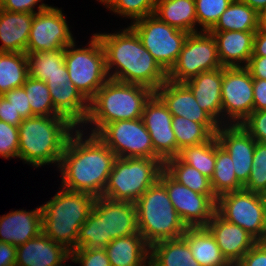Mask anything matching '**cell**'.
<instances>
[{
    "label": "cell",
    "mask_w": 266,
    "mask_h": 266,
    "mask_svg": "<svg viewBox=\"0 0 266 266\" xmlns=\"http://www.w3.org/2000/svg\"><path fill=\"white\" fill-rule=\"evenodd\" d=\"M81 131L75 129L61 156V187L101 197L117 157L96 134L83 139Z\"/></svg>",
    "instance_id": "obj_1"
},
{
    "label": "cell",
    "mask_w": 266,
    "mask_h": 266,
    "mask_svg": "<svg viewBox=\"0 0 266 266\" xmlns=\"http://www.w3.org/2000/svg\"><path fill=\"white\" fill-rule=\"evenodd\" d=\"M105 52L109 79L138 84L156 91L167 80V72L143 46L129 26L121 33L95 34ZM115 66L114 73L109 72Z\"/></svg>",
    "instance_id": "obj_2"
},
{
    "label": "cell",
    "mask_w": 266,
    "mask_h": 266,
    "mask_svg": "<svg viewBox=\"0 0 266 266\" xmlns=\"http://www.w3.org/2000/svg\"><path fill=\"white\" fill-rule=\"evenodd\" d=\"M74 128L76 126L63 116L35 115L24 119L18 126V157L36 167L50 163L59 165Z\"/></svg>",
    "instance_id": "obj_3"
},
{
    "label": "cell",
    "mask_w": 266,
    "mask_h": 266,
    "mask_svg": "<svg viewBox=\"0 0 266 266\" xmlns=\"http://www.w3.org/2000/svg\"><path fill=\"white\" fill-rule=\"evenodd\" d=\"M135 233H139L135 203L96 197L79 229L77 249L105 248L112 240Z\"/></svg>",
    "instance_id": "obj_4"
},
{
    "label": "cell",
    "mask_w": 266,
    "mask_h": 266,
    "mask_svg": "<svg viewBox=\"0 0 266 266\" xmlns=\"http://www.w3.org/2000/svg\"><path fill=\"white\" fill-rule=\"evenodd\" d=\"M155 92L150 88L108 79L89 101L86 123H93L92 134H97L106 124L118 120L142 117L145 103Z\"/></svg>",
    "instance_id": "obj_5"
},
{
    "label": "cell",
    "mask_w": 266,
    "mask_h": 266,
    "mask_svg": "<svg viewBox=\"0 0 266 266\" xmlns=\"http://www.w3.org/2000/svg\"><path fill=\"white\" fill-rule=\"evenodd\" d=\"M62 189L41 205L42 232L72 252L77 249L79 229L87 220L95 197L90 193Z\"/></svg>",
    "instance_id": "obj_6"
},
{
    "label": "cell",
    "mask_w": 266,
    "mask_h": 266,
    "mask_svg": "<svg viewBox=\"0 0 266 266\" xmlns=\"http://www.w3.org/2000/svg\"><path fill=\"white\" fill-rule=\"evenodd\" d=\"M135 205L138 231L150 247L163 240L178 239L188 228L159 180L136 200Z\"/></svg>",
    "instance_id": "obj_7"
},
{
    "label": "cell",
    "mask_w": 266,
    "mask_h": 266,
    "mask_svg": "<svg viewBox=\"0 0 266 266\" xmlns=\"http://www.w3.org/2000/svg\"><path fill=\"white\" fill-rule=\"evenodd\" d=\"M163 169L164 163L160 159L117 157L102 196L114 201L135 203L159 180Z\"/></svg>",
    "instance_id": "obj_8"
},
{
    "label": "cell",
    "mask_w": 266,
    "mask_h": 266,
    "mask_svg": "<svg viewBox=\"0 0 266 266\" xmlns=\"http://www.w3.org/2000/svg\"><path fill=\"white\" fill-rule=\"evenodd\" d=\"M88 48H75V42L65 48V66L69 80L89 102L109 79L105 52L93 34Z\"/></svg>",
    "instance_id": "obj_9"
},
{
    "label": "cell",
    "mask_w": 266,
    "mask_h": 266,
    "mask_svg": "<svg viewBox=\"0 0 266 266\" xmlns=\"http://www.w3.org/2000/svg\"><path fill=\"white\" fill-rule=\"evenodd\" d=\"M143 46L168 73L175 65L188 32L170 26L154 14L134 21L130 26Z\"/></svg>",
    "instance_id": "obj_10"
},
{
    "label": "cell",
    "mask_w": 266,
    "mask_h": 266,
    "mask_svg": "<svg viewBox=\"0 0 266 266\" xmlns=\"http://www.w3.org/2000/svg\"><path fill=\"white\" fill-rule=\"evenodd\" d=\"M222 68L215 38L208 31L189 33L167 79L185 83L199 73Z\"/></svg>",
    "instance_id": "obj_11"
},
{
    "label": "cell",
    "mask_w": 266,
    "mask_h": 266,
    "mask_svg": "<svg viewBox=\"0 0 266 266\" xmlns=\"http://www.w3.org/2000/svg\"><path fill=\"white\" fill-rule=\"evenodd\" d=\"M216 212L243 228L257 241L266 240V213L258 193L243 188L223 194L217 198Z\"/></svg>",
    "instance_id": "obj_12"
},
{
    "label": "cell",
    "mask_w": 266,
    "mask_h": 266,
    "mask_svg": "<svg viewBox=\"0 0 266 266\" xmlns=\"http://www.w3.org/2000/svg\"><path fill=\"white\" fill-rule=\"evenodd\" d=\"M119 158H154L149 132L141 118L106 124L96 134Z\"/></svg>",
    "instance_id": "obj_13"
},
{
    "label": "cell",
    "mask_w": 266,
    "mask_h": 266,
    "mask_svg": "<svg viewBox=\"0 0 266 266\" xmlns=\"http://www.w3.org/2000/svg\"><path fill=\"white\" fill-rule=\"evenodd\" d=\"M61 9L39 4L34 14L26 53L65 49L74 42Z\"/></svg>",
    "instance_id": "obj_14"
},
{
    "label": "cell",
    "mask_w": 266,
    "mask_h": 266,
    "mask_svg": "<svg viewBox=\"0 0 266 266\" xmlns=\"http://www.w3.org/2000/svg\"><path fill=\"white\" fill-rule=\"evenodd\" d=\"M159 181L187 227H205L216 212L215 195H203L174 180L164 169Z\"/></svg>",
    "instance_id": "obj_15"
},
{
    "label": "cell",
    "mask_w": 266,
    "mask_h": 266,
    "mask_svg": "<svg viewBox=\"0 0 266 266\" xmlns=\"http://www.w3.org/2000/svg\"><path fill=\"white\" fill-rule=\"evenodd\" d=\"M221 101L230 124H241L253 112V78L246 67H223Z\"/></svg>",
    "instance_id": "obj_16"
},
{
    "label": "cell",
    "mask_w": 266,
    "mask_h": 266,
    "mask_svg": "<svg viewBox=\"0 0 266 266\" xmlns=\"http://www.w3.org/2000/svg\"><path fill=\"white\" fill-rule=\"evenodd\" d=\"M141 119L152 140L154 159H160L164 163L170 158L177 157L172 114L155 93L145 103Z\"/></svg>",
    "instance_id": "obj_17"
},
{
    "label": "cell",
    "mask_w": 266,
    "mask_h": 266,
    "mask_svg": "<svg viewBox=\"0 0 266 266\" xmlns=\"http://www.w3.org/2000/svg\"><path fill=\"white\" fill-rule=\"evenodd\" d=\"M155 94L167 106L172 116H181L197 123H202L213 135L219 124L196 101L191 89L185 83L166 80Z\"/></svg>",
    "instance_id": "obj_18"
},
{
    "label": "cell",
    "mask_w": 266,
    "mask_h": 266,
    "mask_svg": "<svg viewBox=\"0 0 266 266\" xmlns=\"http://www.w3.org/2000/svg\"><path fill=\"white\" fill-rule=\"evenodd\" d=\"M215 136L218 143L231 156L237 180L244 186L252 169L256 141L241 124L220 125Z\"/></svg>",
    "instance_id": "obj_19"
},
{
    "label": "cell",
    "mask_w": 266,
    "mask_h": 266,
    "mask_svg": "<svg viewBox=\"0 0 266 266\" xmlns=\"http://www.w3.org/2000/svg\"><path fill=\"white\" fill-rule=\"evenodd\" d=\"M229 263H237L258 241L247 231L223 219L217 212L205 226Z\"/></svg>",
    "instance_id": "obj_20"
},
{
    "label": "cell",
    "mask_w": 266,
    "mask_h": 266,
    "mask_svg": "<svg viewBox=\"0 0 266 266\" xmlns=\"http://www.w3.org/2000/svg\"><path fill=\"white\" fill-rule=\"evenodd\" d=\"M41 232V206L29 212L16 210L0 217V242L18 247Z\"/></svg>",
    "instance_id": "obj_21"
},
{
    "label": "cell",
    "mask_w": 266,
    "mask_h": 266,
    "mask_svg": "<svg viewBox=\"0 0 266 266\" xmlns=\"http://www.w3.org/2000/svg\"><path fill=\"white\" fill-rule=\"evenodd\" d=\"M71 252L41 232L17 247L15 266H54Z\"/></svg>",
    "instance_id": "obj_22"
},
{
    "label": "cell",
    "mask_w": 266,
    "mask_h": 266,
    "mask_svg": "<svg viewBox=\"0 0 266 266\" xmlns=\"http://www.w3.org/2000/svg\"><path fill=\"white\" fill-rule=\"evenodd\" d=\"M215 38L222 67H246L253 54L256 31H209ZM240 62V63H238ZM240 64V65H239Z\"/></svg>",
    "instance_id": "obj_23"
},
{
    "label": "cell",
    "mask_w": 266,
    "mask_h": 266,
    "mask_svg": "<svg viewBox=\"0 0 266 266\" xmlns=\"http://www.w3.org/2000/svg\"><path fill=\"white\" fill-rule=\"evenodd\" d=\"M223 82V67L216 70L199 73L197 76L186 81L185 84L193 92L197 103L204 109L219 125L222 114L221 91ZM220 122V123H219Z\"/></svg>",
    "instance_id": "obj_24"
},
{
    "label": "cell",
    "mask_w": 266,
    "mask_h": 266,
    "mask_svg": "<svg viewBox=\"0 0 266 266\" xmlns=\"http://www.w3.org/2000/svg\"><path fill=\"white\" fill-rule=\"evenodd\" d=\"M34 14L0 8V52L26 53Z\"/></svg>",
    "instance_id": "obj_25"
},
{
    "label": "cell",
    "mask_w": 266,
    "mask_h": 266,
    "mask_svg": "<svg viewBox=\"0 0 266 266\" xmlns=\"http://www.w3.org/2000/svg\"><path fill=\"white\" fill-rule=\"evenodd\" d=\"M46 84L55 110L75 126L84 124L89 111V102L76 89L75 85L70 80Z\"/></svg>",
    "instance_id": "obj_26"
},
{
    "label": "cell",
    "mask_w": 266,
    "mask_h": 266,
    "mask_svg": "<svg viewBox=\"0 0 266 266\" xmlns=\"http://www.w3.org/2000/svg\"><path fill=\"white\" fill-rule=\"evenodd\" d=\"M105 250L111 266H150V246L140 233L116 238Z\"/></svg>",
    "instance_id": "obj_27"
},
{
    "label": "cell",
    "mask_w": 266,
    "mask_h": 266,
    "mask_svg": "<svg viewBox=\"0 0 266 266\" xmlns=\"http://www.w3.org/2000/svg\"><path fill=\"white\" fill-rule=\"evenodd\" d=\"M201 266H227L214 236L206 227H188L182 236Z\"/></svg>",
    "instance_id": "obj_28"
},
{
    "label": "cell",
    "mask_w": 266,
    "mask_h": 266,
    "mask_svg": "<svg viewBox=\"0 0 266 266\" xmlns=\"http://www.w3.org/2000/svg\"><path fill=\"white\" fill-rule=\"evenodd\" d=\"M154 15L170 26L196 33L195 0H156Z\"/></svg>",
    "instance_id": "obj_29"
},
{
    "label": "cell",
    "mask_w": 266,
    "mask_h": 266,
    "mask_svg": "<svg viewBox=\"0 0 266 266\" xmlns=\"http://www.w3.org/2000/svg\"><path fill=\"white\" fill-rule=\"evenodd\" d=\"M149 261L150 266H201L183 237L153 244Z\"/></svg>",
    "instance_id": "obj_30"
},
{
    "label": "cell",
    "mask_w": 266,
    "mask_h": 266,
    "mask_svg": "<svg viewBox=\"0 0 266 266\" xmlns=\"http://www.w3.org/2000/svg\"><path fill=\"white\" fill-rule=\"evenodd\" d=\"M258 13L240 0H233L210 31H257Z\"/></svg>",
    "instance_id": "obj_31"
},
{
    "label": "cell",
    "mask_w": 266,
    "mask_h": 266,
    "mask_svg": "<svg viewBox=\"0 0 266 266\" xmlns=\"http://www.w3.org/2000/svg\"><path fill=\"white\" fill-rule=\"evenodd\" d=\"M28 77L26 53L0 52V96L23 86Z\"/></svg>",
    "instance_id": "obj_32"
},
{
    "label": "cell",
    "mask_w": 266,
    "mask_h": 266,
    "mask_svg": "<svg viewBox=\"0 0 266 266\" xmlns=\"http://www.w3.org/2000/svg\"><path fill=\"white\" fill-rule=\"evenodd\" d=\"M215 196L218 198L223 194L239 191L243 185L237 180L234 172L231 156L218 143L216 138V161L214 173L210 179Z\"/></svg>",
    "instance_id": "obj_33"
},
{
    "label": "cell",
    "mask_w": 266,
    "mask_h": 266,
    "mask_svg": "<svg viewBox=\"0 0 266 266\" xmlns=\"http://www.w3.org/2000/svg\"><path fill=\"white\" fill-rule=\"evenodd\" d=\"M29 76L46 81L50 76L67 73L65 66V49L26 53Z\"/></svg>",
    "instance_id": "obj_34"
},
{
    "label": "cell",
    "mask_w": 266,
    "mask_h": 266,
    "mask_svg": "<svg viewBox=\"0 0 266 266\" xmlns=\"http://www.w3.org/2000/svg\"><path fill=\"white\" fill-rule=\"evenodd\" d=\"M164 170L177 182L203 195H215L210 179L196 168L183 163L178 157L164 162Z\"/></svg>",
    "instance_id": "obj_35"
},
{
    "label": "cell",
    "mask_w": 266,
    "mask_h": 266,
    "mask_svg": "<svg viewBox=\"0 0 266 266\" xmlns=\"http://www.w3.org/2000/svg\"><path fill=\"white\" fill-rule=\"evenodd\" d=\"M177 157L211 179L216 161V136L214 135L208 142L184 147Z\"/></svg>",
    "instance_id": "obj_36"
},
{
    "label": "cell",
    "mask_w": 266,
    "mask_h": 266,
    "mask_svg": "<svg viewBox=\"0 0 266 266\" xmlns=\"http://www.w3.org/2000/svg\"><path fill=\"white\" fill-rule=\"evenodd\" d=\"M172 128L179 151L187 146L208 142L214 135L202 124L181 116H172Z\"/></svg>",
    "instance_id": "obj_37"
},
{
    "label": "cell",
    "mask_w": 266,
    "mask_h": 266,
    "mask_svg": "<svg viewBox=\"0 0 266 266\" xmlns=\"http://www.w3.org/2000/svg\"><path fill=\"white\" fill-rule=\"evenodd\" d=\"M23 87L32 109V116H61L54 108L49 88L44 81L29 76Z\"/></svg>",
    "instance_id": "obj_38"
},
{
    "label": "cell",
    "mask_w": 266,
    "mask_h": 266,
    "mask_svg": "<svg viewBox=\"0 0 266 266\" xmlns=\"http://www.w3.org/2000/svg\"><path fill=\"white\" fill-rule=\"evenodd\" d=\"M233 0H195L197 23L210 31Z\"/></svg>",
    "instance_id": "obj_39"
},
{
    "label": "cell",
    "mask_w": 266,
    "mask_h": 266,
    "mask_svg": "<svg viewBox=\"0 0 266 266\" xmlns=\"http://www.w3.org/2000/svg\"><path fill=\"white\" fill-rule=\"evenodd\" d=\"M156 0H111L106 7L134 21L154 14Z\"/></svg>",
    "instance_id": "obj_40"
},
{
    "label": "cell",
    "mask_w": 266,
    "mask_h": 266,
    "mask_svg": "<svg viewBox=\"0 0 266 266\" xmlns=\"http://www.w3.org/2000/svg\"><path fill=\"white\" fill-rule=\"evenodd\" d=\"M243 188L258 194L266 188V145L256 142L252 169Z\"/></svg>",
    "instance_id": "obj_41"
},
{
    "label": "cell",
    "mask_w": 266,
    "mask_h": 266,
    "mask_svg": "<svg viewBox=\"0 0 266 266\" xmlns=\"http://www.w3.org/2000/svg\"><path fill=\"white\" fill-rule=\"evenodd\" d=\"M19 129L0 120V156L8 159L18 157Z\"/></svg>",
    "instance_id": "obj_42"
},
{
    "label": "cell",
    "mask_w": 266,
    "mask_h": 266,
    "mask_svg": "<svg viewBox=\"0 0 266 266\" xmlns=\"http://www.w3.org/2000/svg\"><path fill=\"white\" fill-rule=\"evenodd\" d=\"M72 262L81 266H111L105 248H79L71 252Z\"/></svg>",
    "instance_id": "obj_43"
},
{
    "label": "cell",
    "mask_w": 266,
    "mask_h": 266,
    "mask_svg": "<svg viewBox=\"0 0 266 266\" xmlns=\"http://www.w3.org/2000/svg\"><path fill=\"white\" fill-rule=\"evenodd\" d=\"M241 126L256 142L266 145V110L253 111Z\"/></svg>",
    "instance_id": "obj_44"
},
{
    "label": "cell",
    "mask_w": 266,
    "mask_h": 266,
    "mask_svg": "<svg viewBox=\"0 0 266 266\" xmlns=\"http://www.w3.org/2000/svg\"><path fill=\"white\" fill-rule=\"evenodd\" d=\"M23 119L32 117V109L23 86L9 90L3 95Z\"/></svg>",
    "instance_id": "obj_45"
},
{
    "label": "cell",
    "mask_w": 266,
    "mask_h": 266,
    "mask_svg": "<svg viewBox=\"0 0 266 266\" xmlns=\"http://www.w3.org/2000/svg\"><path fill=\"white\" fill-rule=\"evenodd\" d=\"M237 263L239 266H266V241H258Z\"/></svg>",
    "instance_id": "obj_46"
},
{
    "label": "cell",
    "mask_w": 266,
    "mask_h": 266,
    "mask_svg": "<svg viewBox=\"0 0 266 266\" xmlns=\"http://www.w3.org/2000/svg\"><path fill=\"white\" fill-rule=\"evenodd\" d=\"M42 0H0V8L10 12L36 13L34 6Z\"/></svg>",
    "instance_id": "obj_47"
},
{
    "label": "cell",
    "mask_w": 266,
    "mask_h": 266,
    "mask_svg": "<svg viewBox=\"0 0 266 266\" xmlns=\"http://www.w3.org/2000/svg\"><path fill=\"white\" fill-rule=\"evenodd\" d=\"M0 120L13 126H19L24 120L4 96H0Z\"/></svg>",
    "instance_id": "obj_48"
},
{
    "label": "cell",
    "mask_w": 266,
    "mask_h": 266,
    "mask_svg": "<svg viewBox=\"0 0 266 266\" xmlns=\"http://www.w3.org/2000/svg\"><path fill=\"white\" fill-rule=\"evenodd\" d=\"M266 110V80L253 79V111Z\"/></svg>",
    "instance_id": "obj_49"
},
{
    "label": "cell",
    "mask_w": 266,
    "mask_h": 266,
    "mask_svg": "<svg viewBox=\"0 0 266 266\" xmlns=\"http://www.w3.org/2000/svg\"><path fill=\"white\" fill-rule=\"evenodd\" d=\"M246 68L250 72L253 79L266 80V57L251 56Z\"/></svg>",
    "instance_id": "obj_50"
},
{
    "label": "cell",
    "mask_w": 266,
    "mask_h": 266,
    "mask_svg": "<svg viewBox=\"0 0 266 266\" xmlns=\"http://www.w3.org/2000/svg\"><path fill=\"white\" fill-rule=\"evenodd\" d=\"M17 247L0 242V266H15Z\"/></svg>",
    "instance_id": "obj_51"
},
{
    "label": "cell",
    "mask_w": 266,
    "mask_h": 266,
    "mask_svg": "<svg viewBox=\"0 0 266 266\" xmlns=\"http://www.w3.org/2000/svg\"><path fill=\"white\" fill-rule=\"evenodd\" d=\"M252 56L266 57V29L259 28L255 32Z\"/></svg>",
    "instance_id": "obj_52"
},
{
    "label": "cell",
    "mask_w": 266,
    "mask_h": 266,
    "mask_svg": "<svg viewBox=\"0 0 266 266\" xmlns=\"http://www.w3.org/2000/svg\"><path fill=\"white\" fill-rule=\"evenodd\" d=\"M254 9L257 13L261 12L266 7V0H240Z\"/></svg>",
    "instance_id": "obj_53"
},
{
    "label": "cell",
    "mask_w": 266,
    "mask_h": 266,
    "mask_svg": "<svg viewBox=\"0 0 266 266\" xmlns=\"http://www.w3.org/2000/svg\"><path fill=\"white\" fill-rule=\"evenodd\" d=\"M69 80V75L68 73H64L63 75H55V76H50L45 83H58V82H66Z\"/></svg>",
    "instance_id": "obj_54"
},
{
    "label": "cell",
    "mask_w": 266,
    "mask_h": 266,
    "mask_svg": "<svg viewBox=\"0 0 266 266\" xmlns=\"http://www.w3.org/2000/svg\"><path fill=\"white\" fill-rule=\"evenodd\" d=\"M259 28L266 29V7L258 13Z\"/></svg>",
    "instance_id": "obj_55"
},
{
    "label": "cell",
    "mask_w": 266,
    "mask_h": 266,
    "mask_svg": "<svg viewBox=\"0 0 266 266\" xmlns=\"http://www.w3.org/2000/svg\"><path fill=\"white\" fill-rule=\"evenodd\" d=\"M259 195L261 197L262 204L266 213V188L262 192H260Z\"/></svg>",
    "instance_id": "obj_56"
},
{
    "label": "cell",
    "mask_w": 266,
    "mask_h": 266,
    "mask_svg": "<svg viewBox=\"0 0 266 266\" xmlns=\"http://www.w3.org/2000/svg\"><path fill=\"white\" fill-rule=\"evenodd\" d=\"M70 258V260H72V255H71V253L61 262V263H59V264H57V265H54V266H63L64 264H62L65 260H67V259H69ZM65 266V265H64ZM71 266V265H70Z\"/></svg>",
    "instance_id": "obj_57"
},
{
    "label": "cell",
    "mask_w": 266,
    "mask_h": 266,
    "mask_svg": "<svg viewBox=\"0 0 266 266\" xmlns=\"http://www.w3.org/2000/svg\"><path fill=\"white\" fill-rule=\"evenodd\" d=\"M100 1L101 3H104L105 5H107L111 0H98Z\"/></svg>",
    "instance_id": "obj_58"
},
{
    "label": "cell",
    "mask_w": 266,
    "mask_h": 266,
    "mask_svg": "<svg viewBox=\"0 0 266 266\" xmlns=\"http://www.w3.org/2000/svg\"><path fill=\"white\" fill-rule=\"evenodd\" d=\"M227 266H239L238 263H229Z\"/></svg>",
    "instance_id": "obj_59"
}]
</instances>
